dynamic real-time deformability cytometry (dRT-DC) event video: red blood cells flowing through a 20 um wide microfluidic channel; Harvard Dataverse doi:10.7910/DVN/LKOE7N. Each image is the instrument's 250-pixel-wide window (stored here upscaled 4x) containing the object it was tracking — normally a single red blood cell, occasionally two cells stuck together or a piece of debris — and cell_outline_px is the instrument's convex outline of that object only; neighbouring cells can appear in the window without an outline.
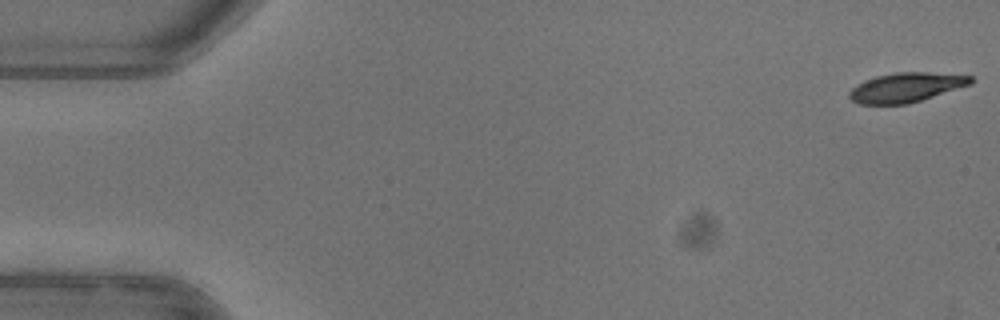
{"species": "common noctule bat (a hibernating species)", "species_latin": "Nyctalus noctula", "temperature_condition": "warm", "stored_images_in_passage": 6, "camera_frame_rate_fps": 3000, "um_per_image_px": 0.085, "animal": {"sex": "female"}, "frame": {"image": 1, "passage_image": 1, "time_ms": 0.0, "image_size_px": [1000, 320], "cell_outline_px": [[972, 84], [908, 104], [860, 104], [852, 100], [848, 96], [848, 92], [856, 84], [864, 80], [876, 76], [896, 72], [928, 72], [972, 76]], "centroid_in_image_um": [76.99, 7.43], "position_along_channel_um": 8.0, "area_um2": 20.81}}